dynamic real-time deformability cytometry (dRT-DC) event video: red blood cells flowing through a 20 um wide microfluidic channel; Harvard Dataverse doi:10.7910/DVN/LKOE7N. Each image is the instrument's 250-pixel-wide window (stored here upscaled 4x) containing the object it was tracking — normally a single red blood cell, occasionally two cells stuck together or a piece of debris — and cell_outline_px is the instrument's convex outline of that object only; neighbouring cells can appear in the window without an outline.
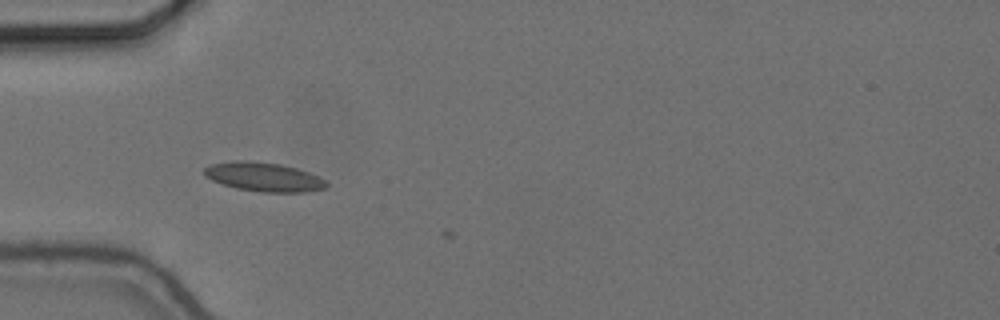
{"species": "common noctule bat (a hibernating species)", "species_latin": "Nyctalus noctula", "temperature_condition": "cold", "stored_images_in_passage": 3, "camera_frame_rate_fps": 3000, "um_per_image_px": 0.085, "animal": {"sex": "female", "body_mass_g": 24.6, "forearm_length_mm": 56.2}, "frame": {"image": 1, "passage_image": 1, "time_ms": 0.0, "image_size_px": [1000, 320], "cell_outline_px": [[328, 184], [324, 188], [304, 192], [264, 192], [236, 188], [212, 180], [204, 176], [204, 168], [212, 164], [232, 160], [244, 160], [280, 164], [296, 168], [308, 172], [324, 180]], "centroid_in_image_um": [22.38, 15.03], "position_along_channel_um": 62.6, "area_um2": 20.4}}